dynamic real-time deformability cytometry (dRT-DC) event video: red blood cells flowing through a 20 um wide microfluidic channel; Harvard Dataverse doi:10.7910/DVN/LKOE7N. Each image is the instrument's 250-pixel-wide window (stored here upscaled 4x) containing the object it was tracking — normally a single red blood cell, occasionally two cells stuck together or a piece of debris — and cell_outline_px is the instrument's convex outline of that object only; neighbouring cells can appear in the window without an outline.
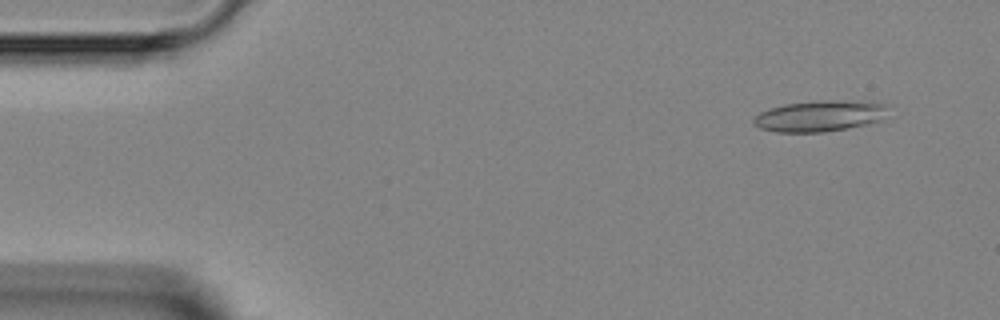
{"species": "Egyptian fruit bat (a non-hibernating species)", "species_latin": "Rousettus aegyptiacus", "temperature_condition": "room temperature", "stored_images_in_passage": 4, "camera_frame_rate_fps": 3000, "um_per_image_px": 0.085, "animal": {"sex": "female"}, "frame": {"image": 1, "passage_image": 1, "time_ms": 0.0, "image_size_px": [1000, 320], "cell_outline_px": [[884, 120], [868, 124], [824, 132], [776, 132], [760, 128], [752, 124], [752, 120], [760, 112], [784, 104], [816, 100], [832, 100], [884, 104]], "centroid_in_image_um": [69.6, 9.87], "position_along_channel_um": 15.4, "area_um2": 23.99}}
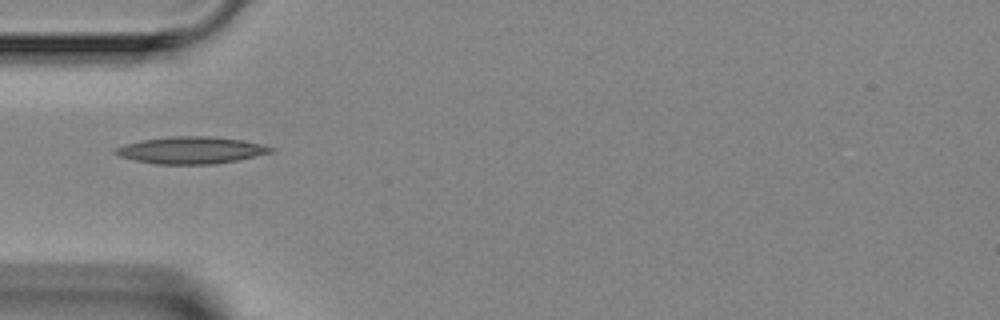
{"frame": {"image": 2, "passage_image": 4, "time_ms": 3.667, "image_size_px": [1000, 320], "cell_outline_px": [[276, 152], [240, 160], [212, 164], [156, 164], [136, 160], [120, 156], [112, 152], [116, 148], [124, 144], [144, 140], [172, 136], [212, 136], [244, 140], [276, 148]], "centroid_in_image_um": [16.32, 12.77], "position_along_channel_um": 68.7, "area_um2": 24.57}}